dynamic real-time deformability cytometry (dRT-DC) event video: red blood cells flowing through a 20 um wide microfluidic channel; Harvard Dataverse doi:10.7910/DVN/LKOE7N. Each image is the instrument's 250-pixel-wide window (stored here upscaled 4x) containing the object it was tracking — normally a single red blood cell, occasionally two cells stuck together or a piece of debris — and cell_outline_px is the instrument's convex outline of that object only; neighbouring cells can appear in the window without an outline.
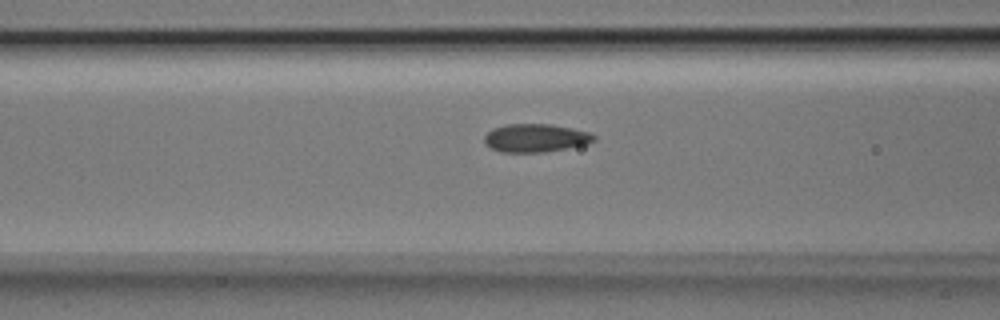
{"species": "Egyptian fruit bat (a non-hibernating species)", "species_latin": "Rousettus aegyptiacus", "temperature_condition": "room temperature", "stored_images_in_passage": 40, "camera_frame_rate_fps": 3000, "um_per_image_px": 0.085, "animal": {"sex": "male"}, "frame": {"image": 1, "passage_image": 14, "time_ms": 4.333, "image_size_px": [1000, 320], "cell_outline_px": [[596, 140], [584, 144], [544, 152], [500, 152], [484, 144], [484, 136], [492, 128], [504, 124], [552, 124], [572, 128], [588, 132], [596, 136]], "centroid_in_image_um": [45.48, 11.72], "position_along_channel_um": 121.1, "area_um2": 17.98}}
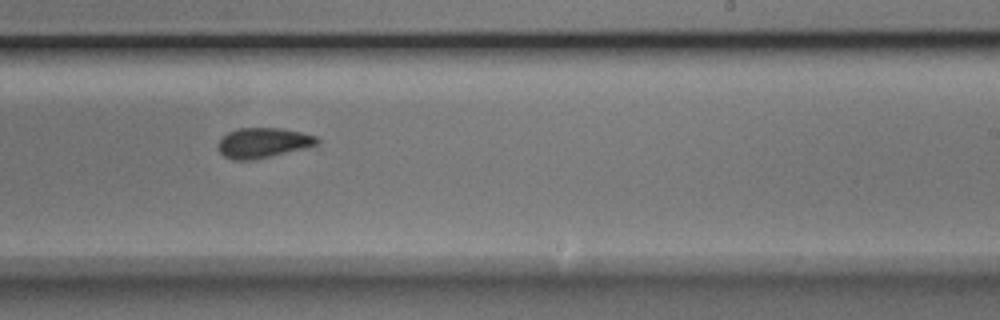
{"frame": {"image": 2, "passage_image": 25, "time_ms": 8.0, "image_size_px": [1000, 320], "cell_outline_px": [[320, 140], [316, 144], [252, 160], [232, 160], [224, 156], [220, 152], [220, 140], [228, 132], [236, 128], [280, 128], [300, 132], [316, 136]], "centroid_in_image_um": [22.32, 12.12], "position_along_channel_um": 266.7, "area_um2": 16.76}}
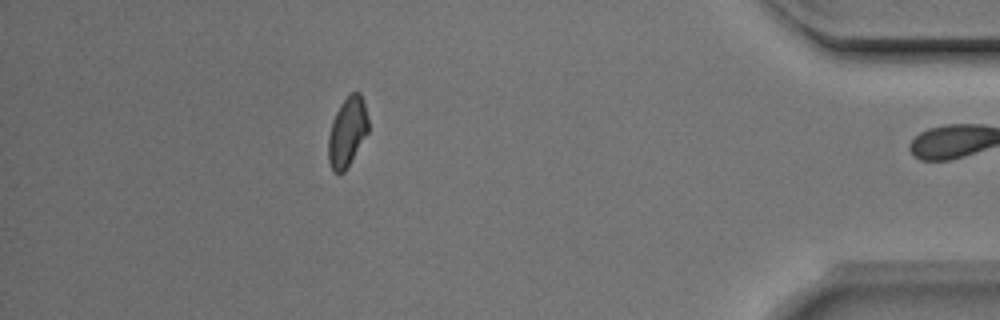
{"frame": {"image": 3, "passage_image": 39, "time_ms": 12.667, "image_size_px": [1000, 320], "cell_outline_px": [[368, 132], [344, 172], [336, 172], [332, 168], [328, 160], [328, 136], [332, 120], [340, 104], [352, 92], [360, 92], [364, 104], [368, 120]], "centroid_in_image_um": [29.5, 11.2], "position_along_channel_um": 405.7, "area_um2": 15.9}, "authors_computed_cell_mechanics": {"area_um2": 17.7446, "velocity_mm_per_s": 3.9782, "shape_relaxation_time_tau1_ms": 3.3032, "shape_relaxation_time_tau2_ms": 3.0992, "deformation_change_tau1": 0.081, "deformation_change_tau2": 0.0623}}